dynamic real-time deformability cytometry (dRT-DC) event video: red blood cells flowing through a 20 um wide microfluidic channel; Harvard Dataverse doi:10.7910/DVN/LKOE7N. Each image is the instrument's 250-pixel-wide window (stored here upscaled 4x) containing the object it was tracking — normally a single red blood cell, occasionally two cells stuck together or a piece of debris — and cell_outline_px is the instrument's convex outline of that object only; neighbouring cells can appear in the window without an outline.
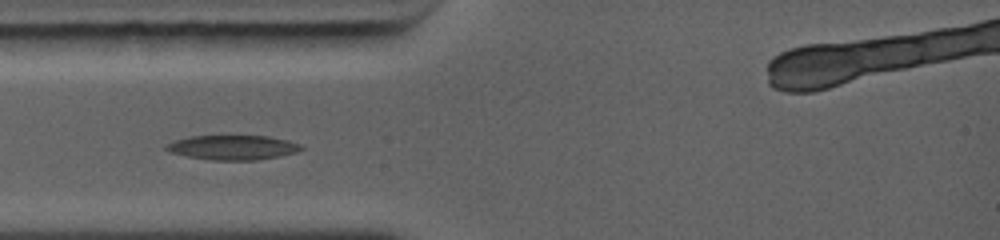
{"species": "common noctule bat (a hibernating species)", "species_latin": "Nyctalus noctula", "temperature_condition": "warm", "stored_images_in_passage": 26, "camera_frame_rate_fps": 5000, "um_per_image_px": 0.085, "animal": {"sex": "female", "body_mass_g": 19.0, "forearm_length_mm": 56.7}, "frame": {"image": 1, "passage_image": 4, "time_ms": 1.2, "image_size_px": [1000, 240], "cell_outline_px": [[304, 148], [296, 152], [280, 156], [256, 160], [212, 160], [188, 156], [172, 152], [164, 148], [168, 144], [176, 140], [192, 136], [264, 136], [288, 140], [300, 144]], "centroid_in_image_um": [19.83, 12.54], "position_along_channel_um": 65.2, "area_um2": 19.02}}
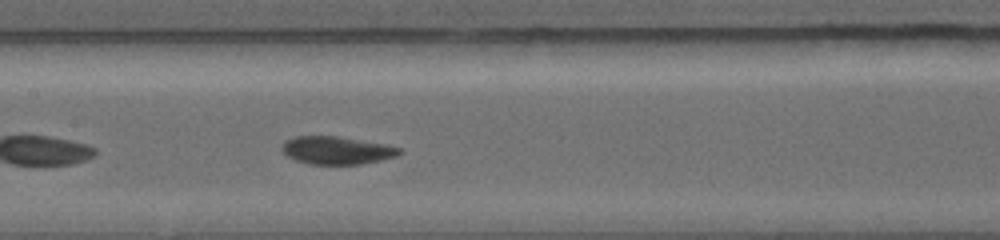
{"frame": {"image": 2, "passage_image": 11, "time_ms": 3.8, "image_size_px": [1000, 240], "cell_outline_px": [[404, 152], [396, 156], [364, 164], [308, 164], [296, 160], [288, 156], [280, 148], [288, 140], [296, 136], [336, 136], [380, 144], [400, 148]], "centroid_in_image_um": [28.62, 12.79], "position_along_channel_um": 178.8, "area_um2": 18.67}}
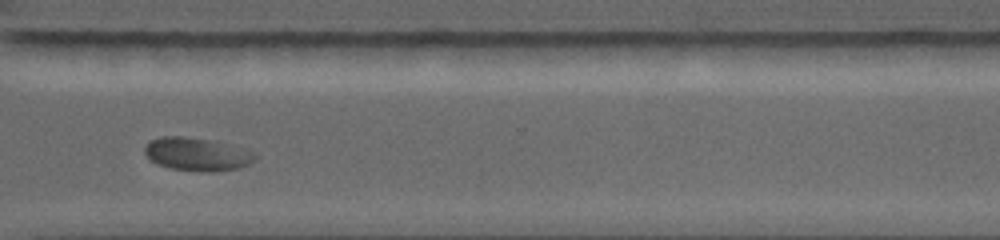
{"frame": {"image": 3, "passage_image": 22, "time_ms": 7.8, "image_size_px": [1000, 240], "cell_outline_px": [[256, 156], [248, 164], [240, 168], [212, 172], [196, 172], [168, 168], [152, 160], [144, 152], [144, 148], [148, 140], [160, 136], [184, 136], [216, 140], [248, 148], [256, 152]], "centroid_in_image_um": [16.78, 13.09], "position_along_channel_um": 353.8, "area_um2": 21.91}, "authors_computed_cell_mechanics": {"area_um2": 19.941, "velocity_mm_per_s": 4.3626, "shape_relaxation_time_tau1_ms": 3.4808, "shape_relaxation_time_tau2_ms": 0.937, "deformation_change_tau1": 0.14, "deformation_change_tau2": 0.0418}}